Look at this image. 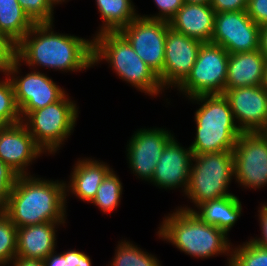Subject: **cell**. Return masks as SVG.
<instances>
[{
	"instance_id": "44",
	"label": "cell",
	"mask_w": 267,
	"mask_h": 266,
	"mask_svg": "<svg viewBox=\"0 0 267 266\" xmlns=\"http://www.w3.org/2000/svg\"><path fill=\"white\" fill-rule=\"evenodd\" d=\"M259 133H260L264 138L267 139V121H266L264 127L259 131Z\"/></svg>"
},
{
	"instance_id": "23",
	"label": "cell",
	"mask_w": 267,
	"mask_h": 266,
	"mask_svg": "<svg viewBox=\"0 0 267 266\" xmlns=\"http://www.w3.org/2000/svg\"><path fill=\"white\" fill-rule=\"evenodd\" d=\"M97 10L102 19V25L94 35L103 32H118L123 27L127 26L139 14L132 0H95ZM137 11V12H136Z\"/></svg>"
},
{
	"instance_id": "28",
	"label": "cell",
	"mask_w": 267,
	"mask_h": 266,
	"mask_svg": "<svg viewBox=\"0 0 267 266\" xmlns=\"http://www.w3.org/2000/svg\"><path fill=\"white\" fill-rule=\"evenodd\" d=\"M17 227L0 210V266H9L16 257Z\"/></svg>"
},
{
	"instance_id": "19",
	"label": "cell",
	"mask_w": 267,
	"mask_h": 266,
	"mask_svg": "<svg viewBox=\"0 0 267 266\" xmlns=\"http://www.w3.org/2000/svg\"><path fill=\"white\" fill-rule=\"evenodd\" d=\"M66 222H45L32 226L17 228L16 257L44 260L56 251L57 228ZM62 225V226H61Z\"/></svg>"
},
{
	"instance_id": "45",
	"label": "cell",
	"mask_w": 267,
	"mask_h": 266,
	"mask_svg": "<svg viewBox=\"0 0 267 266\" xmlns=\"http://www.w3.org/2000/svg\"><path fill=\"white\" fill-rule=\"evenodd\" d=\"M7 124L0 118V130L4 129Z\"/></svg>"
},
{
	"instance_id": "40",
	"label": "cell",
	"mask_w": 267,
	"mask_h": 266,
	"mask_svg": "<svg viewBox=\"0 0 267 266\" xmlns=\"http://www.w3.org/2000/svg\"><path fill=\"white\" fill-rule=\"evenodd\" d=\"M259 50L267 59V24L262 25L260 28Z\"/></svg>"
},
{
	"instance_id": "30",
	"label": "cell",
	"mask_w": 267,
	"mask_h": 266,
	"mask_svg": "<svg viewBox=\"0 0 267 266\" xmlns=\"http://www.w3.org/2000/svg\"><path fill=\"white\" fill-rule=\"evenodd\" d=\"M34 23H54V8L47 0H17Z\"/></svg>"
},
{
	"instance_id": "14",
	"label": "cell",
	"mask_w": 267,
	"mask_h": 266,
	"mask_svg": "<svg viewBox=\"0 0 267 266\" xmlns=\"http://www.w3.org/2000/svg\"><path fill=\"white\" fill-rule=\"evenodd\" d=\"M202 42L168 28L162 73L158 76L164 90L175 89L187 78L194 66ZM168 88V89H167Z\"/></svg>"
},
{
	"instance_id": "11",
	"label": "cell",
	"mask_w": 267,
	"mask_h": 266,
	"mask_svg": "<svg viewBox=\"0 0 267 266\" xmlns=\"http://www.w3.org/2000/svg\"><path fill=\"white\" fill-rule=\"evenodd\" d=\"M169 21L148 19L138 15L118 32L136 54L159 76L164 67L165 39Z\"/></svg>"
},
{
	"instance_id": "32",
	"label": "cell",
	"mask_w": 267,
	"mask_h": 266,
	"mask_svg": "<svg viewBox=\"0 0 267 266\" xmlns=\"http://www.w3.org/2000/svg\"><path fill=\"white\" fill-rule=\"evenodd\" d=\"M156 8L159 10L158 13L150 14V15H142L148 19H157V20H165L169 21L176 12L182 7L184 4L183 0H153Z\"/></svg>"
},
{
	"instance_id": "6",
	"label": "cell",
	"mask_w": 267,
	"mask_h": 266,
	"mask_svg": "<svg viewBox=\"0 0 267 266\" xmlns=\"http://www.w3.org/2000/svg\"><path fill=\"white\" fill-rule=\"evenodd\" d=\"M234 179L233 151L193 154L187 190L183 196L193 207L177 206L193 211L199 204L233 195L229 187Z\"/></svg>"
},
{
	"instance_id": "18",
	"label": "cell",
	"mask_w": 267,
	"mask_h": 266,
	"mask_svg": "<svg viewBox=\"0 0 267 266\" xmlns=\"http://www.w3.org/2000/svg\"><path fill=\"white\" fill-rule=\"evenodd\" d=\"M94 158H78L72 166L69 181L65 180L66 204L70 194L91 203L103 179L113 169L110 164Z\"/></svg>"
},
{
	"instance_id": "2",
	"label": "cell",
	"mask_w": 267,
	"mask_h": 266,
	"mask_svg": "<svg viewBox=\"0 0 267 266\" xmlns=\"http://www.w3.org/2000/svg\"><path fill=\"white\" fill-rule=\"evenodd\" d=\"M39 175L18 176L1 211L17 228L45 222H67L65 181Z\"/></svg>"
},
{
	"instance_id": "9",
	"label": "cell",
	"mask_w": 267,
	"mask_h": 266,
	"mask_svg": "<svg viewBox=\"0 0 267 266\" xmlns=\"http://www.w3.org/2000/svg\"><path fill=\"white\" fill-rule=\"evenodd\" d=\"M21 66L22 63L16 58L7 74L13 85L21 119L31 111L59 101L67 93L47 73L31 69L25 75L20 74Z\"/></svg>"
},
{
	"instance_id": "13",
	"label": "cell",
	"mask_w": 267,
	"mask_h": 266,
	"mask_svg": "<svg viewBox=\"0 0 267 266\" xmlns=\"http://www.w3.org/2000/svg\"><path fill=\"white\" fill-rule=\"evenodd\" d=\"M260 28L246 10L216 13L211 43L220 45L229 54L258 50Z\"/></svg>"
},
{
	"instance_id": "33",
	"label": "cell",
	"mask_w": 267,
	"mask_h": 266,
	"mask_svg": "<svg viewBox=\"0 0 267 266\" xmlns=\"http://www.w3.org/2000/svg\"><path fill=\"white\" fill-rule=\"evenodd\" d=\"M16 47L8 37L0 34V74L7 76L13 61L16 59Z\"/></svg>"
},
{
	"instance_id": "41",
	"label": "cell",
	"mask_w": 267,
	"mask_h": 266,
	"mask_svg": "<svg viewBox=\"0 0 267 266\" xmlns=\"http://www.w3.org/2000/svg\"><path fill=\"white\" fill-rule=\"evenodd\" d=\"M48 3L53 7L56 8L59 4H63L65 2H68L69 0H47Z\"/></svg>"
},
{
	"instance_id": "35",
	"label": "cell",
	"mask_w": 267,
	"mask_h": 266,
	"mask_svg": "<svg viewBox=\"0 0 267 266\" xmlns=\"http://www.w3.org/2000/svg\"><path fill=\"white\" fill-rule=\"evenodd\" d=\"M215 13L227 11H243L247 9L248 0H211Z\"/></svg>"
},
{
	"instance_id": "43",
	"label": "cell",
	"mask_w": 267,
	"mask_h": 266,
	"mask_svg": "<svg viewBox=\"0 0 267 266\" xmlns=\"http://www.w3.org/2000/svg\"><path fill=\"white\" fill-rule=\"evenodd\" d=\"M263 87L266 89L267 91V59L265 62V71H264V84Z\"/></svg>"
},
{
	"instance_id": "25",
	"label": "cell",
	"mask_w": 267,
	"mask_h": 266,
	"mask_svg": "<svg viewBox=\"0 0 267 266\" xmlns=\"http://www.w3.org/2000/svg\"><path fill=\"white\" fill-rule=\"evenodd\" d=\"M114 252L112 262L106 266H162L153 253H148L127 239L118 241Z\"/></svg>"
},
{
	"instance_id": "22",
	"label": "cell",
	"mask_w": 267,
	"mask_h": 266,
	"mask_svg": "<svg viewBox=\"0 0 267 266\" xmlns=\"http://www.w3.org/2000/svg\"><path fill=\"white\" fill-rule=\"evenodd\" d=\"M242 202L236 196L228 195L199 204L192 212L202 221L217 227L227 235L242 215Z\"/></svg>"
},
{
	"instance_id": "24",
	"label": "cell",
	"mask_w": 267,
	"mask_h": 266,
	"mask_svg": "<svg viewBox=\"0 0 267 266\" xmlns=\"http://www.w3.org/2000/svg\"><path fill=\"white\" fill-rule=\"evenodd\" d=\"M34 24L17 0H0V34L17 45Z\"/></svg>"
},
{
	"instance_id": "31",
	"label": "cell",
	"mask_w": 267,
	"mask_h": 266,
	"mask_svg": "<svg viewBox=\"0 0 267 266\" xmlns=\"http://www.w3.org/2000/svg\"><path fill=\"white\" fill-rule=\"evenodd\" d=\"M18 174L0 160V210L6 205Z\"/></svg>"
},
{
	"instance_id": "21",
	"label": "cell",
	"mask_w": 267,
	"mask_h": 266,
	"mask_svg": "<svg viewBox=\"0 0 267 266\" xmlns=\"http://www.w3.org/2000/svg\"><path fill=\"white\" fill-rule=\"evenodd\" d=\"M265 62L259 49L229 54L225 89L263 85Z\"/></svg>"
},
{
	"instance_id": "20",
	"label": "cell",
	"mask_w": 267,
	"mask_h": 266,
	"mask_svg": "<svg viewBox=\"0 0 267 266\" xmlns=\"http://www.w3.org/2000/svg\"><path fill=\"white\" fill-rule=\"evenodd\" d=\"M215 11L210 4L184 3L169 20L170 27L202 43L211 42Z\"/></svg>"
},
{
	"instance_id": "39",
	"label": "cell",
	"mask_w": 267,
	"mask_h": 266,
	"mask_svg": "<svg viewBox=\"0 0 267 266\" xmlns=\"http://www.w3.org/2000/svg\"><path fill=\"white\" fill-rule=\"evenodd\" d=\"M9 266H44L43 260L15 257Z\"/></svg>"
},
{
	"instance_id": "37",
	"label": "cell",
	"mask_w": 267,
	"mask_h": 266,
	"mask_svg": "<svg viewBox=\"0 0 267 266\" xmlns=\"http://www.w3.org/2000/svg\"><path fill=\"white\" fill-rule=\"evenodd\" d=\"M67 259V266H92L90 256L83 251L76 249H68V251L60 252Z\"/></svg>"
},
{
	"instance_id": "27",
	"label": "cell",
	"mask_w": 267,
	"mask_h": 266,
	"mask_svg": "<svg viewBox=\"0 0 267 266\" xmlns=\"http://www.w3.org/2000/svg\"><path fill=\"white\" fill-rule=\"evenodd\" d=\"M229 266H267V248L252 240L233 244Z\"/></svg>"
},
{
	"instance_id": "4",
	"label": "cell",
	"mask_w": 267,
	"mask_h": 266,
	"mask_svg": "<svg viewBox=\"0 0 267 266\" xmlns=\"http://www.w3.org/2000/svg\"><path fill=\"white\" fill-rule=\"evenodd\" d=\"M93 39V68L100 62L121 80L152 98L166 92L159 77L136 54L129 42L119 32H103L91 36Z\"/></svg>"
},
{
	"instance_id": "36",
	"label": "cell",
	"mask_w": 267,
	"mask_h": 266,
	"mask_svg": "<svg viewBox=\"0 0 267 266\" xmlns=\"http://www.w3.org/2000/svg\"><path fill=\"white\" fill-rule=\"evenodd\" d=\"M260 207H258V221H259V226L261 229V234L260 237H250V240L255 242L256 244L267 248V202H261Z\"/></svg>"
},
{
	"instance_id": "5",
	"label": "cell",
	"mask_w": 267,
	"mask_h": 266,
	"mask_svg": "<svg viewBox=\"0 0 267 266\" xmlns=\"http://www.w3.org/2000/svg\"><path fill=\"white\" fill-rule=\"evenodd\" d=\"M198 104L194 112L195 137L189 145L193 154L233 151L242 132L223 94L200 95L188 99Z\"/></svg>"
},
{
	"instance_id": "42",
	"label": "cell",
	"mask_w": 267,
	"mask_h": 266,
	"mask_svg": "<svg viewBox=\"0 0 267 266\" xmlns=\"http://www.w3.org/2000/svg\"><path fill=\"white\" fill-rule=\"evenodd\" d=\"M184 3L210 4L211 0H183Z\"/></svg>"
},
{
	"instance_id": "7",
	"label": "cell",
	"mask_w": 267,
	"mask_h": 266,
	"mask_svg": "<svg viewBox=\"0 0 267 266\" xmlns=\"http://www.w3.org/2000/svg\"><path fill=\"white\" fill-rule=\"evenodd\" d=\"M78 112L77 101L66 93L59 101L29 112L21 122L45 155H55L74 132Z\"/></svg>"
},
{
	"instance_id": "17",
	"label": "cell",
	"mask_w": 267,
	"mask_h": 266,
	"mask_svg": "<svg viewBox=\"0 0 267 266\" xmlns=\"http://www.w3.org/2000/svg\"><path fill=\"white\" fill-rule=\"evenodd\" d=\"M193 153L174 136L162 151L156 165L151 185L159 189H181L182 195L187 190Z\"/></svg>"
},
{
	"instance_id": "34",
	"label": "cell",
	"mask_w": 267,
	"mask_h": 266,
	"mask_svg": "<svg viewBox=\"0 0 267 266\" xmlns=\"http://www.w3.org/2000/svg\"><path fill=\"white\" fill-rule=\"evenodd\" d=\"M246 12L257 24H267V0H248Z\"/></svg>"
},
{
	"instance_id": "3",
	"label": "cell",
	"mask_w": 267,
	"mask_h": 266,
	"mask_svg": "<svg viewBox=\"0 0 267 266\" xmlns=\"http://www.w3.org/2000/svg\"><path fill=\"white\" fill-rule=\"evenodd\" d=\"M157 236L172 244L179 251L196 259L228 256L230 265L232 246L229 236L217 227L205 223L192 211L176 207L164 215L159 224Z\"/></svg>"
},
{
	"instance_id": "29",
	"label": "cell",
	"mask_w": 267,
	"mask_h": 266,
	"mask_svg": "<svg viewBox=\"0 0 267 266\" xmlns=\"http://www.w3.org/2000/svg\"><path fill=\"white\" fill-rule=\"evenodd\" d=\"M0 118L7 124H17L22 121L16 104L12 82L5 76L0 79Z\"/></svg>"
},
{
	"instance_id": "8",
	"label": "cell",
	"mask_w": 267,
	"mask_h": 266,
	"mask_svg": "<svg viewBox=\"0 0 267 266\" xmlns=\"http://www.w3.org/2000/svg\"><path fill=\"white\" fill-rule=\"evenodd\" d=\"M229 53L220 45L202 43L198 57L187 78L176 88L187 99L223 94L227 80Z\"/></svg>"
},
{
	"instance_id": "1",
	"label": "cell",
	"mask_w": 267,
	"mask_h": 266,
	"mask_svg": "<svg viewBox=\"0 0 267 266\" xmlns=\"http://www.w3.org/2000/svg\"><path fill=\"white\" fill-rule=\"evenodd\" d=\"M52 23H35L17 44L16 58L29 70L83 72L93 67V39L54 31Z\"/></svg>"
},
{
	"instance_id": "12",
	"label": "cell",
	"mask_w": 267,
	"mask_h": 266,
	"mask_svg": "<svg viewBox=\"0 0 267 266\" xmlns=\"http://www.w3.org/2000/svg\"><path fill=\"white\" fill-rule=\"evenodd\" d=\"M165 127L139 128L134 131L126 145V160L136 178L152 181L157 163L167 143L174 137Z\"/></svg>"
},
{
	"instance_id": "15",
	"label": "cell",
	"mask_w": 267,
	"mask_h": 266,
	"mask_svg": "<svg viewBox=\"0 0 267 266\" xmlns=\"http://www.w3.org/2000/svg\"><path fill=\"white\" fill-rule=\"evenodd\" d=\"M234 119L242 133L259 132L267 121V91L263 85L225 89Z\"/></svg>"
},
{
	"instance_id": "26",
	"label": "cell",
	"mask_w": 267,
	"mask_h": 266,
	"mask_svg": "<svg viewBox=\"0 0 267 266\" xmlns=\"http://www.w3.org/2000/svg\"><path fill=\"white\" fill-rule=\"evenodd\" d=\"M123 193V183L119 175L117 176L114 169H112L103 179L96 196L91 204H94L103 214L113 212L121 203Z\"/></svg>"
},
{
	"instance_id": "16",
	"label": "cell",
	"mask_w": 267,
	"mask_h": 266,
	"mask_svg": "<svg viewBox=\"0 0 267 266\" xmlns=\"http://www.w3.org/2000/svg\"><path fill=\"white\" fill-rule=\"evenodd\" d=\"M45 152L22 122L0 130V160L20 175H31L29 166ZM29 171V172H28Z\"/></svg>"
},
{
	"instance_id": "38",
	"label": "cell",
	"mask_w": 267,
	"mask_h": 266,
	"mask_svg": "<svg viewBox=\"0 0 267 266\" xmlns=\"http://www.w3.org/2000/svg\"><path fill=\"white\" fill-rule=\"evenodd\" d=\"M43 263L44 266H67V259L61 253L54 251L43 260Z\"/></svg>"
},
{
	"instance_id": "10",
	"label": "cell",
	"mask_w": 267,
	"mask_h": 266,
	"mask_svg": "<svg viewBox=\"0 0 267 266\" xmlns=\"http://www.w3.org/2000/svg\"><path fill=\"white\" fill-rule=\"evenodd\" d=\"M233 159L235 184L254 191L267 186V139L259 132L241 134Z\"/></svg>"
}]
</instances>
